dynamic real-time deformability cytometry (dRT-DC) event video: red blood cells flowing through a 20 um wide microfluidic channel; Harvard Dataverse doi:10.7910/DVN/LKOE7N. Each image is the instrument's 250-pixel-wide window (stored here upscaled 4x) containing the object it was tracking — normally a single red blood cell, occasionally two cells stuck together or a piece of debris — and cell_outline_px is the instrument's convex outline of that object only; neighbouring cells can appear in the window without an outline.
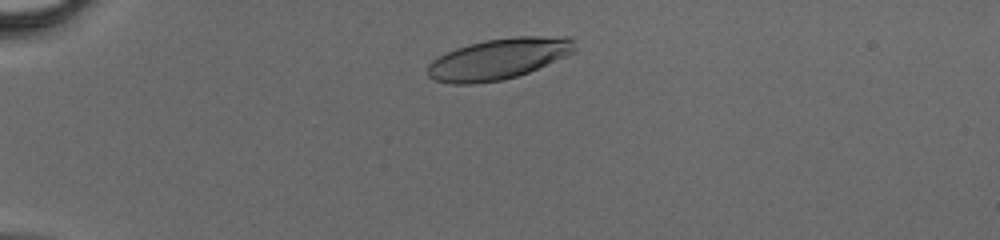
{"species": "human", "species_latin": "Homo sapiens", "temperature_condition": "cold", "stored_images_in_passage": 36, "camera_frame_rate_fps": 3000, "um_per_image_px": 0.085, "donor": {"sex": "male"}, "frame": {"image": 1, "passage_image": 2, "time_ms": 0.333, "image_size_px": [1000, 240], "cell_outline_px": [[576, 52], [528, 72], [504, 80], [472, 84], [452, 84], [436, 80], [428, 76], [428, 64], [432, 60], [456, 48], [488, 40], [516, 36], [568, 36], [572, 40], [576, 48]], "centroid_in_image_um": [42.41, 5.01], "position_along_channel_um": 42.6, "area_um2": 34.85}}
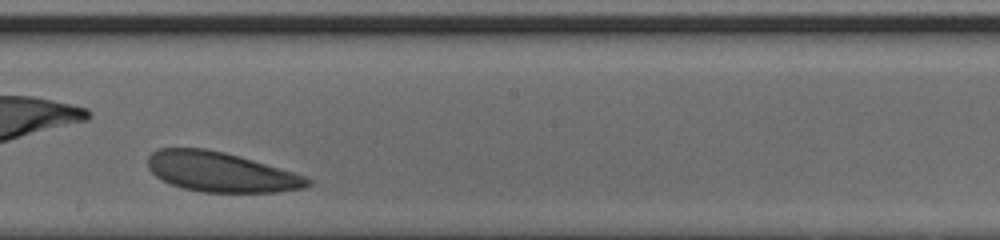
{"frame": {"image": 2, "passage_image": 19, "time_ms": 6.0, "image_size_px": [1000, 240], "cell_outline_px": [[312, 184], [304, 188], [276, 192], [204, 192], [184, 188], [172, 184], [156, 176], [148, 168], [148, 156], [152, 152], [160, 148], [204, 148], [224, 152], [252, 160], [292, 172], [304, 176], [312, 180]], "centroid_in_image_um": [18.76, 14.62], "position_along_channel_um": 229.4, "area_um2": 36.65}}
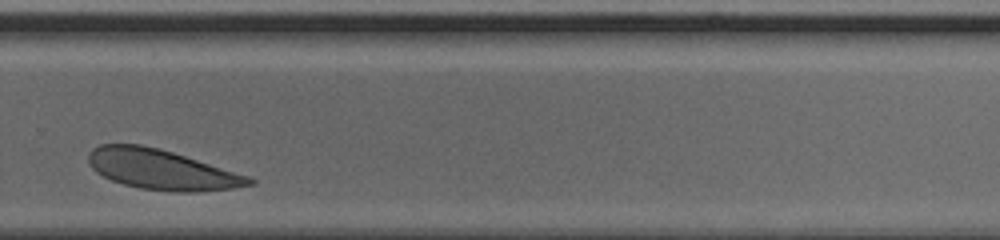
{"frame": {"image": 3, "passage_image": 25, "time_ms": 8.0, "image_size_px": [1000, 240], "cell_outline_px": [[256, 184], [236, 188], [196, 192], [176, 192], [140, 188], [124, 184], [112, 180], [96, 172], [92, 168], [88, 160], [88, 152], [92, 148], [100, 144], [140, 144], [172, 152], [252, 176], [256, 180]], "centroid_in_image_um": [13.79, 14.42], "position_along_channel_um": 316.0, "area_um2": 37.69}}